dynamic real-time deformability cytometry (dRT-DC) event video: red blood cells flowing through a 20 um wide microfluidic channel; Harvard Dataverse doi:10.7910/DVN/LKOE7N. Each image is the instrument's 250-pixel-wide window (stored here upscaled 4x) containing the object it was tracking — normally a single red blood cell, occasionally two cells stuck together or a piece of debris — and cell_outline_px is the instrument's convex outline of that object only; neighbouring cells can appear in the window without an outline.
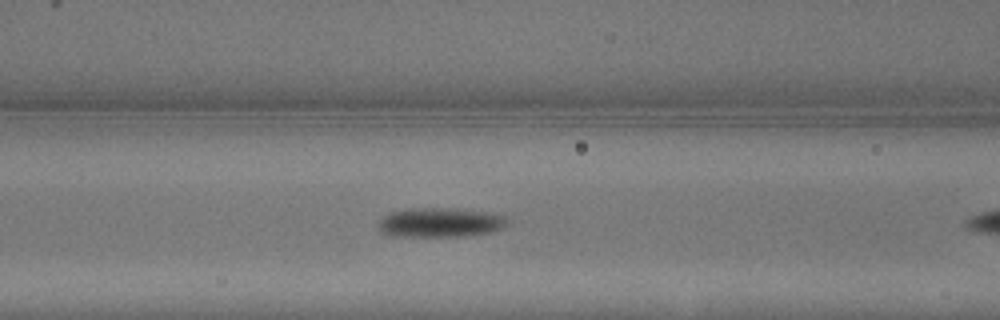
{"species": "common noctule bat (a hibernating species)", "species_latin": "Nyctalus noctula", "temperature_condition": "warm", "stored_images_in_passage": 6, "camera_frame_rate_fps": 3000, "um_per_image_px": 0.085, "animal": {"sex": "male", "body_mass_g": 13.3}, "frame": {"image": 1, "passage_image": 5, "time_ms": 1.333, "image_size_px": [1000, 320], "cell_outline_px": [[504, 224], [500, 228], [488, 232], [464, 236], [388, 236], [380, 232], [376, 228], [376, 224], [388, 212], [408, 208], [452, 208], [492, 212], [504, 216]], "centroid_in_image_um": [37.28, 18.9], "position_along_channel_um": 129.3, "area_um2": 22.2}}